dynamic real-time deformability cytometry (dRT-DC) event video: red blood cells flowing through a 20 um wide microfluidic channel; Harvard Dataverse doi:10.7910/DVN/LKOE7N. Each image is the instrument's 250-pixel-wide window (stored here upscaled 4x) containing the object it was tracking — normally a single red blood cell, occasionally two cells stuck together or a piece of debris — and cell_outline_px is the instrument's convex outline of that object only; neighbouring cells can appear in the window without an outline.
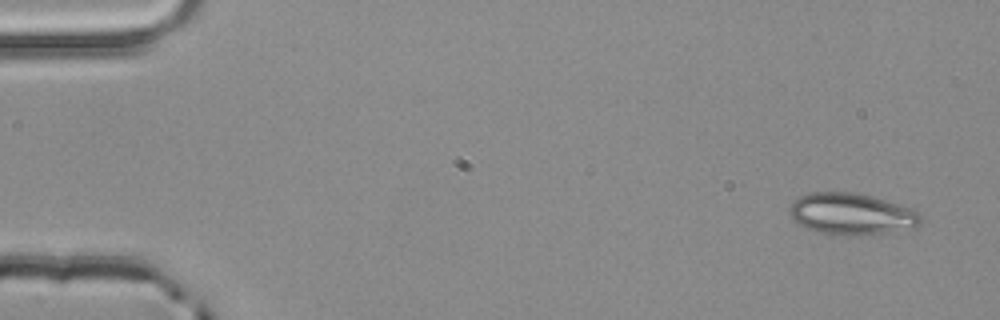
{"species": "common noctule bat (a hibernating species)", "species_latin": "Nyctalus noctula", "temperature_condition": "room temperature", "stored_images_in_passage": 4, "camera_frame_rate_fps": 3000, "um_per_image_px": 0.085, "animal": {"sex": "male", "body_mass_g": 20.4}, "frame": {"image": 1, "passage_image": 1, "time_ms": 0.0, "image_size_px": [1000, 320], "cell_outline_px": [[924, 220], [916, 228], [860, 236], [832, 236], [808, 228], [792, 220], [788, 212], [788, 208], [800, 196], [808, 192], [856, 192], [872, 196], [916, 208], [920, 212]], "centroid_in_image_um": [72.44, 18.2], "position_along_channel_um": 12.6, "area_um2": 32.66}}